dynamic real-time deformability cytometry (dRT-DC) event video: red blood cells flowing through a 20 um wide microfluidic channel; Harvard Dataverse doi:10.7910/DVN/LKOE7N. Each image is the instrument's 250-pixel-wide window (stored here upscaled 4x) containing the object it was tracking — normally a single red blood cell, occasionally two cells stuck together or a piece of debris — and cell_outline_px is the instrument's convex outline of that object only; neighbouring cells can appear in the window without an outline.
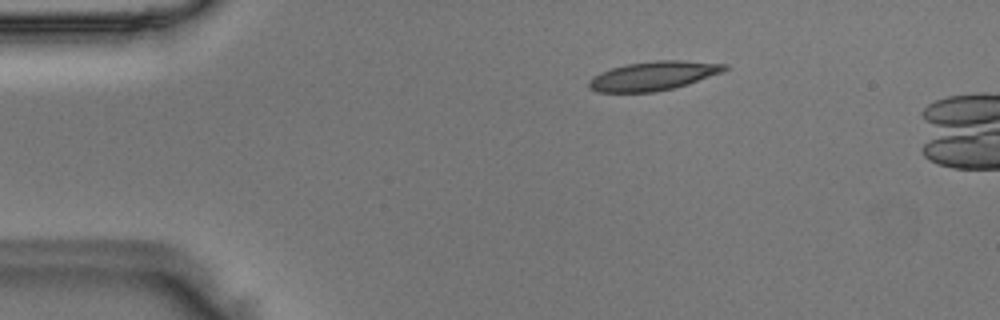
{"species": "Egyptian fruit bat (a non-hibernating species)", "species_latin": "Rousettus aegyptiacus", "temperature_condition": "room temperature", "stored_images_in_passage": 7, "camera_frame_rate_fps": 3000, "um_per_image_px": 0.085, "animal": {"sex": "male"}, "frame": {"image": 1, "passage_image": 2, "time_ms": 0.333, "image_size_px": [1000, 320], "cell_outline_px": [[732, 68], [724, 72], [688, 84], [656, 92], [596, 92], [588, 88], [588, 80], [592, 76], [600, 72], [612, 68], [628, 64], [656, 60], [680, 60], [728, 64]], "centroid_in_image_um": [55.56, 6.45], "position_along_channel_um": 29.4, "area_um2": 23.18}}